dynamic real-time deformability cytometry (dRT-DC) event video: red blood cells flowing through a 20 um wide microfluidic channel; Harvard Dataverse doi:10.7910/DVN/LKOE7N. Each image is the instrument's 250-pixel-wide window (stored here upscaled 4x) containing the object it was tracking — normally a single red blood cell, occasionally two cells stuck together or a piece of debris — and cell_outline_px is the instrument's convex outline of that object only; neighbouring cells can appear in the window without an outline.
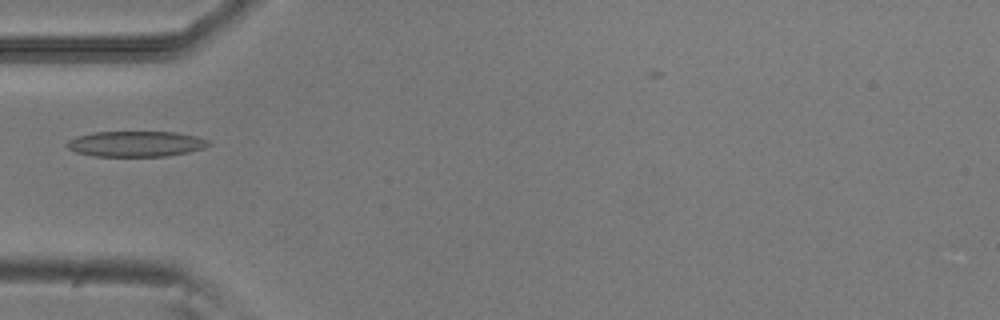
{"species": "common noctule bat (a hibernating species)", "species_latin": "Nyctalus noctula", "temperature_condition": "room temperature", "stored_images_in_passage": 6, "camera_frame_rate_fps": 3000, "um_per_image_px": 0.085, "animal": {"sex": "male", "body_mass_g": 20.5, "forearm_length_mm": 52.5}, "frame": {"image": 1, "passage_image": 4, "time_ms": 1.0, "image_size_px": [1000, 320], "cell_outline_px": [[212, 144], [204, 148], [188, 152], [168, 156], [92, 156], [76, 152], [68, 148], [64, 144], [68, 140], [76, 136], [92, 132], [176, 132], [196, 136], [208, 140]], "centroid_in_image_um": [11.53, 12.23], "position_along_channel_um": 73.5, "area_um2": 21.27}}
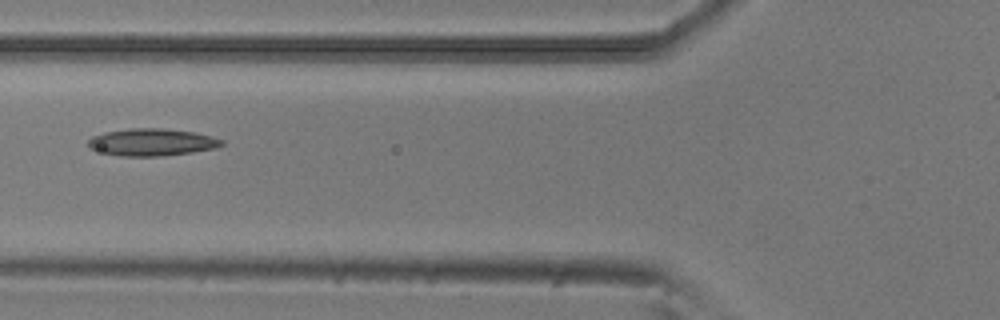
{"frame": {"image": 2, "passage_image": 5, "time_ms": 1.333, "image_size_px": [1000, 320], "cell_outline_px": [[224, 144], [216, 148], [192, 152], [160, 156], [120, 156], [88, 148], [88, 140], [92, 136], [104, 132], [128, 128], [160, 128], [196, 132], [212, 136], [224, 140]], "centroid_in_image_um": [12.92, 12.08], "position_along_channel_um": 112.9, "area_um2": 21.27}}
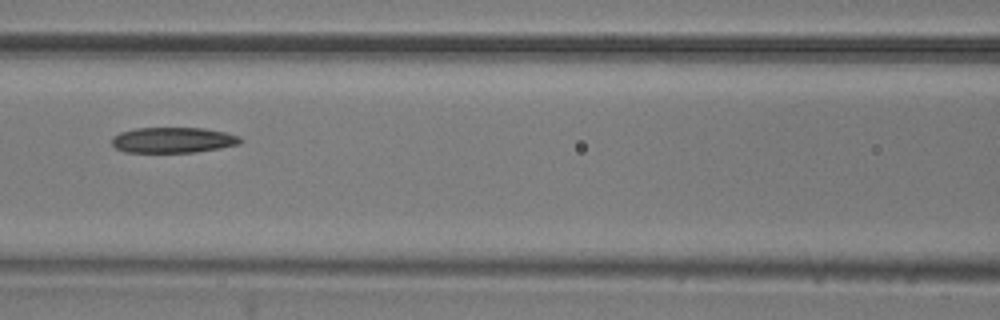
{"frame": {"image": 3, "passage_image": 6, "time_ms": 1.667, "image_size_px": [1000, 320], "cell_outline_px": [[244, 140], [240, 144], [220, 148], [196, 152], [124, 152], [116, 148], [112, 144], [112, 136], [120, 132], [136, 128], [204, 128], [224, 132], [240, 136]], "centroid_in_image_um": [14.72, 11.9], "position_along_channel_um": 151.9, "area_um2": 19.25}}